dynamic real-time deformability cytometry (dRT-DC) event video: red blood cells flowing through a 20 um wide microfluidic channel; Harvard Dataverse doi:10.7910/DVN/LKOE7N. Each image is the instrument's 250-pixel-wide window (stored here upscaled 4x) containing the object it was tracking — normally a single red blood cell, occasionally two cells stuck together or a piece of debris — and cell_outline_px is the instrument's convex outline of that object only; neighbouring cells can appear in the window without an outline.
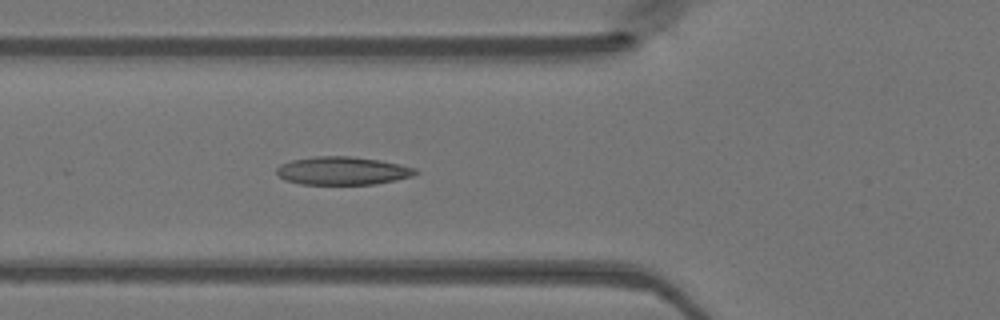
{"species": "Egyptian fruit bat (a non-hibernating species)", "species_latin": "Rousettus aegyptiacus", "temperature_condition": "warm", "stored_images_in_passage": 26, "camera_frame_rate_fps": 3000, "um_per_image_px": 0.085, "animal": {"sex": "female"}, "frame": {"image": 1, "passage_image": 8, "time_ms": 2.333, "image_size_px": [1000, 320], "cell_outline_px": [[420, 172], [412, 176], [376, 184], [300, 184], [284, 180], [276, 172], [276, 168], [280, 164], [292, 160], [316, 156], [352, 156], [380, 160], [400, 164], [416, 168]], "centroid_in_image_um": [29.12, 14.51], "position_along_channel_um": 96.7, "area_um2": 22.83}}
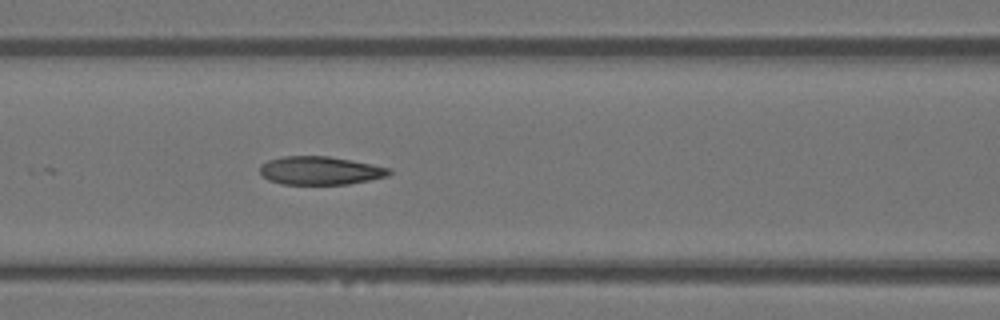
{"frame": {"image": 2, "passage_image": 11, "time_ms": 3.333, "image_size_px": [1000, 320], "cell_outline_px": [[392, 172], [388, 176], [348, 184], [280, 184], [268, 180], [260, 172], [260, 164], [268, 160], [284, 156], [328, 156], [352, 160], [392, 168]], "centroid_in_image_um": [27.22, 14.49], "position_along_channel_um": 139.4, "area_um2": 21.39}}